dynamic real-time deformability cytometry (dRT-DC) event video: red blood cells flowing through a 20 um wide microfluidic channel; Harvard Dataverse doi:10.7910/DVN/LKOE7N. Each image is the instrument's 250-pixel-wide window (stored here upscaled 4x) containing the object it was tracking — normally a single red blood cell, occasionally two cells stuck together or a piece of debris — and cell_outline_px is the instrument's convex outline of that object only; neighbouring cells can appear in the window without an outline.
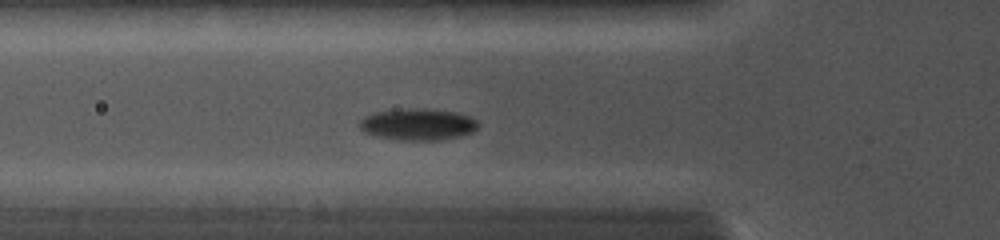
{"species": "common noctule bat (a hibernating species)", "species_latin": "Nyctalus noctula", "temperature_condition": "cold", "stored_images_in_passage": 24, "camera_frame_rate_fps": 5000, "um_per_image_px": 0.085, "animal": {"sex": "female", "body_mass_g": 19.0, "forearm_length_mm": 56.7}, "frame": {"image": 1, "passage_image": 7, "time_ms": 4.0, "image_size_px": [1000, 240], "cell_outline_px": [[480, 124], [472, 132], [456, 136], [436, 140], [396, 140], [372, 136], [364, 132], [360, 128], [360, 120], [364, 116], [372, 112], [404, 108], [428, 108], [456, 112], [468, 116], [476, 120]], "centroid_in_image_um": [35.45, 10.56], "position_along_channel_um": 90.3, "area_um2": 22.08}}
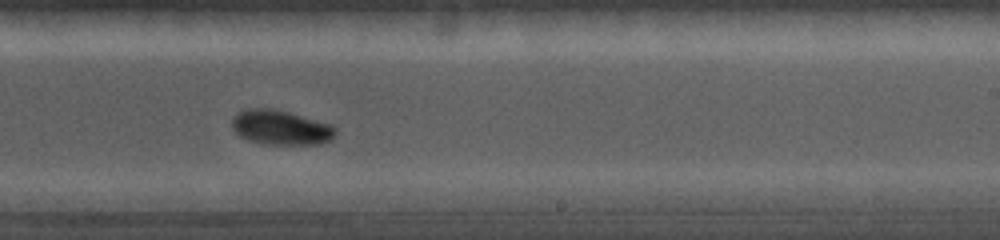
{"frame": {"image": 2, "passage_image": 14, "time_ms": 8.0, "image_size_px": [1000, 240], "cell_outline_px": [[336, 132], [328, 140], [320, 144], [264, 144], [248, 140], [240, 136], [232, 128], [232, 120], [240, 112], [248, 108], [268, 108], [288, 112], [328, 124], [336, 128]], "centroid_in_image_um": [23.83, 10.85], "position_along_channel_um": 265.2, "area_um2": 20.4}}
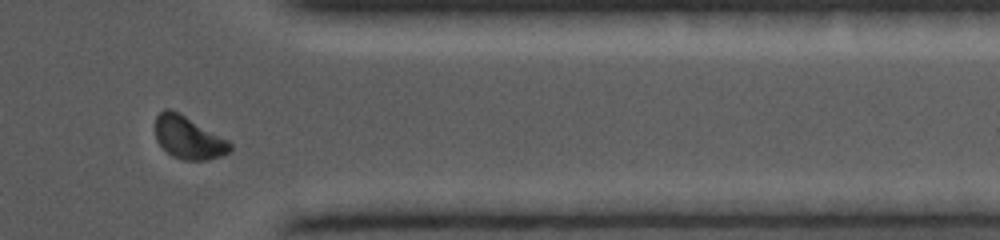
{"frame": {"image": 3, "passage_image": 22, "time_ms": 11.0, "image_size_px": [1000, 240], "cell_outline_px": [[232, 152], [208, 160], [184, 160], [172, 156], [156, 140], [156, 116], [164, 108], [168, 108], [180, 112], [228, 140], [232, 144]], "centroid_in_image_um": [16.04, 11.69], "position_along_channel_um": 395.4, "area_um2": 18.67}}